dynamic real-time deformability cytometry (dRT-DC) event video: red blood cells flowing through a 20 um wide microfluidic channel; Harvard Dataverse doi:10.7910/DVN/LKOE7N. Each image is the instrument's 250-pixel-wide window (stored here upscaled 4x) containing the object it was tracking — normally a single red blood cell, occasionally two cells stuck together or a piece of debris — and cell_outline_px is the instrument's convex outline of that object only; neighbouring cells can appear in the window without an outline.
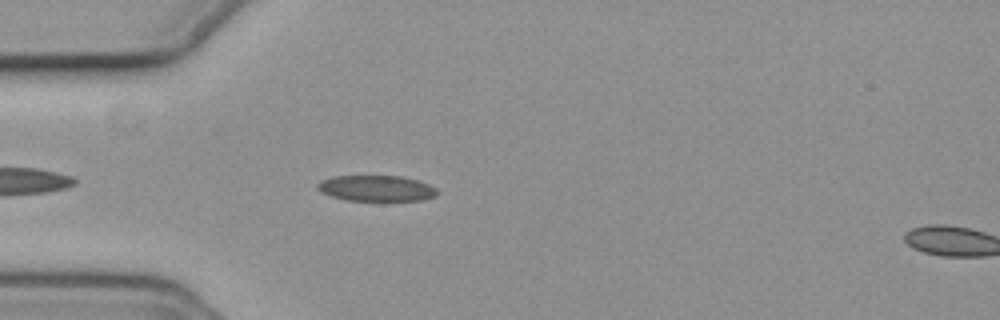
{"species": "common noctule bat (a hibernating species)", "species_latin": "Nyctalus noctula", "temperature_condition": "cold", "stored_images_in_passage": 45, "camera_frame_rate_fps": 3000, "um_per_image_px": 0.085, "animal": {"sex": "female", "body_mass_g": 19.3, "forearm_length_mm": 54.1}, "frame": {"image": 1, "passage_image": 5, "time_ms": 1.333, "image_size_px": [1000, 320], "cell_outline_px": [[440, 192], [436, 196], [424, 200], [344, 200], [320, 192], [316, 188], [316, 184], [320, 180], [332, 176], [400, 176], [420, 180], [436, 188]], "centroid_in_image_um": [31.99, 16.0], "position_along_channel_um": 53.0, "area_um2": 18.21}}
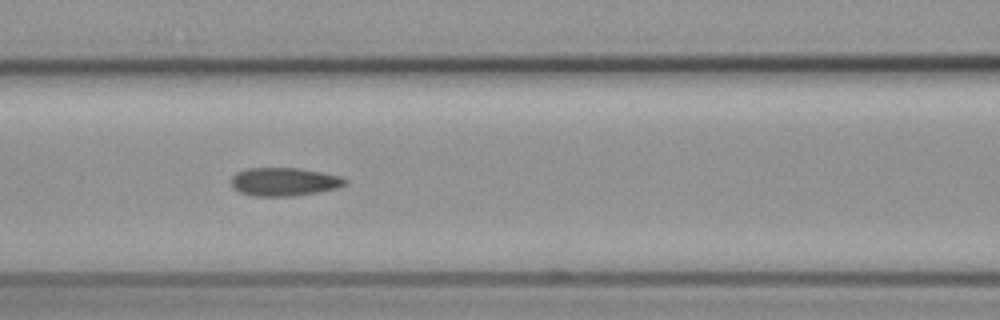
{"frame": {"image": 2, "passage_image": 13, "time_ms": 4.0, "image_size_px": [1000, 320], "cell_outline_px": [[348, 184], [336, 188], [316, 192], [292, 196], [256, 196], [240, 192], [232, 188], [232, 176], [236, 172], [244, 168], [300, 168], [340, 176], [348, 180]], "centroid_in_image_um": [24.14, 15.44], "position_along_channel_um": 142.5, "area_um2": 18.79}}
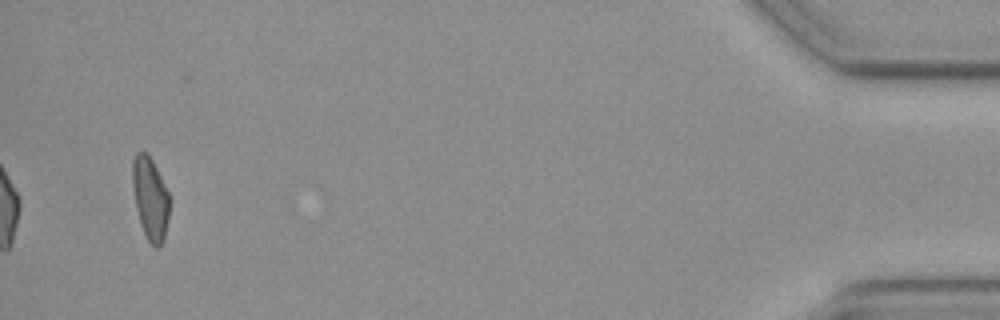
{"frame": {"image": 3, "passage_image": 43, "time_ms": 14.0, "image_size_px": [1000, 320], "cell_outline_px": [[168, 216], [164, 240], [160, 248], [156, 248], [148, 240], [140, 224], [136, 208], [132, 188], [132, 160], [136, 152], [144, 152], [152, 160], [168, 192]], "centroid_in_image_um": [12.75, 16.88], "position_along_channel_um": 422.5, "area_um2": 17.63}, "authors_computed_cell_mechanics": {"area_um2": 18.3226, "velocity_mm_per_s": 3.6865, "shape_relaxation_time_tau1_ms": 4.902, "shape_relaxation_time_tau2_ms": 2.0268, "deformation_change_tau1": 0.1295, "deformation_change_tau2": 0.0904}}